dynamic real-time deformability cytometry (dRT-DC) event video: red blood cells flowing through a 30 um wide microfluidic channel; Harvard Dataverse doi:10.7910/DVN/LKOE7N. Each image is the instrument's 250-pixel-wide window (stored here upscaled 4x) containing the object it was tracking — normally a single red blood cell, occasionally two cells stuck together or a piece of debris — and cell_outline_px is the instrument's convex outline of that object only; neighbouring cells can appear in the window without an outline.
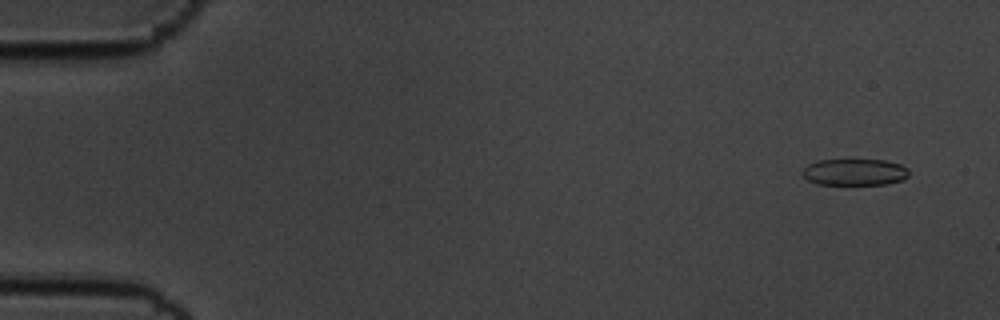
{"species": "common noctule bat (a hibernating species)", "species_latin": "Nyctalus noctula", "temperature_condition": "cold", "stored_images_in_passage": 57, "camera_frame_rate_fps": 3000, "um_per_image_px": 0.085, "animal": {"sex": "male", "body_mass_g": 19.5, "forearm_length_mm": 54.6}, "frame": {"image": 1, "passage_image": 4, "time_ms": 1.0, "image_size_px": [1000, 320], "cell_outline_px": [[908, 176], [904, 180], [888, 184], [816, 184], [808, 180], [800, 172], [808, 164], [816, 160], [884, 160], [900, 164], [908, 168]], "centroid_in_image_um": [72.64, 14.63], "position_along_channel_um": 12.4, "area_um2": 16.59}}
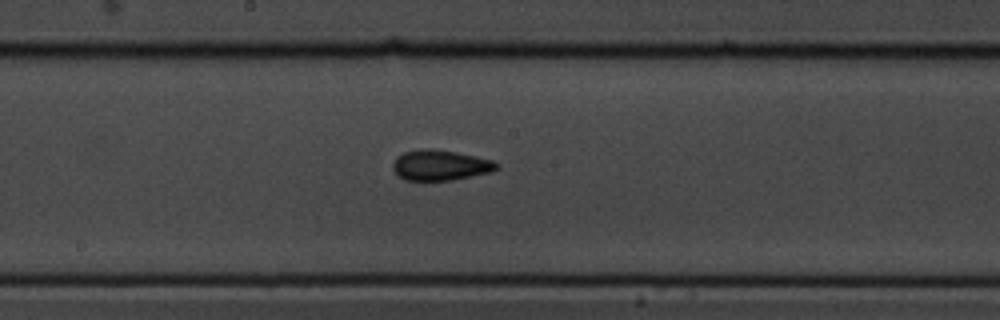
{"frame": {"image": 2, "passage_image": 31, "time_ms": 10.0, "image_size_px": [1000, 320], "cell_outline_px": [[500, 164], [492, 172], [452, 180], [404, 180], [392, 168], [392, 164], [396, 156], [404, 152], [420, 148], [432, 148], [456, 152], [476, 156], [492, 160]], "centroid_in_image_um": [37.41, 14.03], "position_along_channel_um": 210.8, "area_um2": 18.5}}
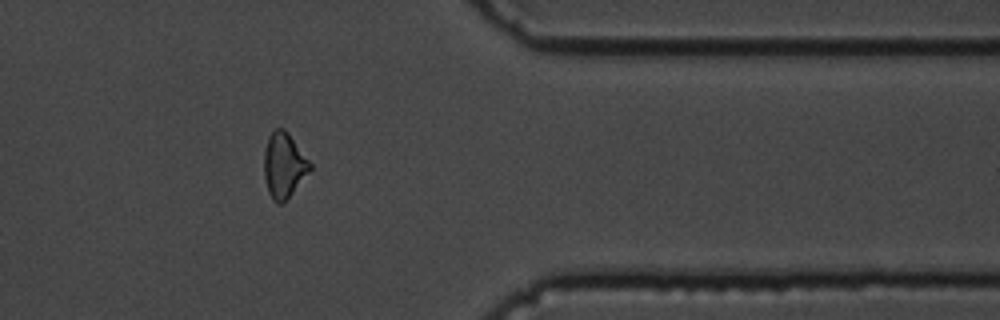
{"frame": {"image": 3, "passage_image": 47, "time_ms": 15.333, "image_size_px": [1000, 320], "cell_outline_px": [[312, 168], [292, 192], [280, 204], [276, 204], [272, 200], [268, 192], [264, 176], [264, 152], [268, 136], [276, 128], [284, 128], [288, 132], [312, 164]], "centroid_in_image_um": [24.11, 14.03], "position_along_channel_um": 387.3, "area_um2": 17.28}, "authors_computed_cell_mechanics": {"area_um2": 17.6868, "velocity_mm_per_s": 3.5688, "shape_relaxation_time_tau1_ms": 4.0367, "shape_relaxation_time_tau2_ms": 2.0394, "deformation_change_tau1": 0.1107, "deformation_change_tau2": 0.0984}}